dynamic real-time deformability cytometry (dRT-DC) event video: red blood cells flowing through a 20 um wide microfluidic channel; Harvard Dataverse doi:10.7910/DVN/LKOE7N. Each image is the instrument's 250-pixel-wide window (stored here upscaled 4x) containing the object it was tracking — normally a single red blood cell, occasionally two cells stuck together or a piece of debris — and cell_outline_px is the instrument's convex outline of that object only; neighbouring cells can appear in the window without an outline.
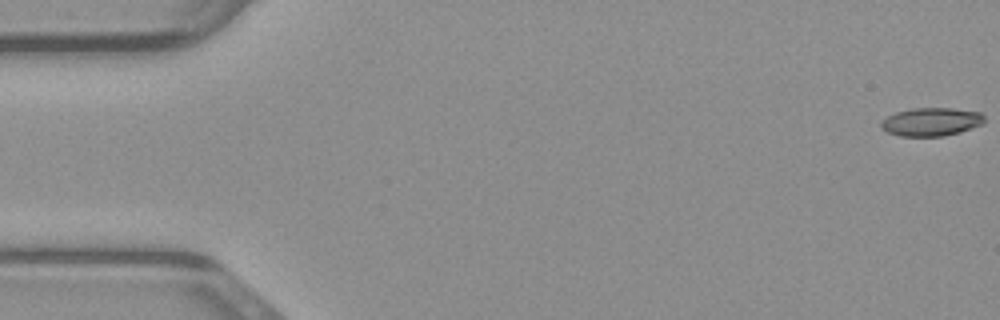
{"species": "common noctule bat (a hibernating species)", "species_latin": "Nyctalus noctula", "temperature_condition": "warm", "stored_images_in_passage": 45, "camera_frame_rate_fps": 3000, "um_per_image_px": 0.085, "animal": {"sex": "male", "body_mass_g": 23.1, "forearm_length_mm": 52.7}, "frame": {"image": 1, "passage_image": 1, "time_ms": 0.0, "image_size_px": [1000, 320], "cell_outline_px": [[984, 124], [960, 132], [944, 136], [900, 136], [888, 132], [880, 124], [880, 120], [896, 112], [912, 108], [952, 108], [980, 112], [984, 116]], "centroid_in_image_um": [79.17, 10.35], "position_along_channel_um": 5.8, "area_um2": 17.05}}
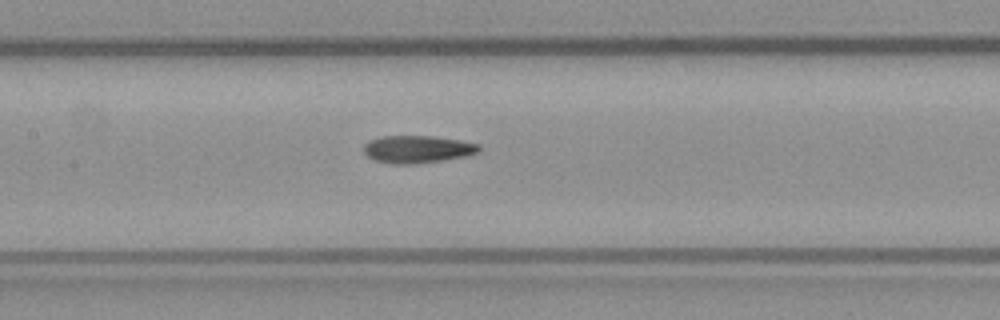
{"frame": {"image": 2, "passage_image": 23, "time_ms": 7.333, "image_size_px": [1000, 320], "cell_outline_px": [[480, 148], [476, 152], [468, 156], [444, 160], [416, 164], [388, 164], [372, 160], [364, 152], [364, 144], [368, 140], [380, 136], [432, 136], [480, 144]], "centroid_in_image_um": [35.42, 12.7], "position_along_channel_um": 172.0, "area_um2": 18.61}}
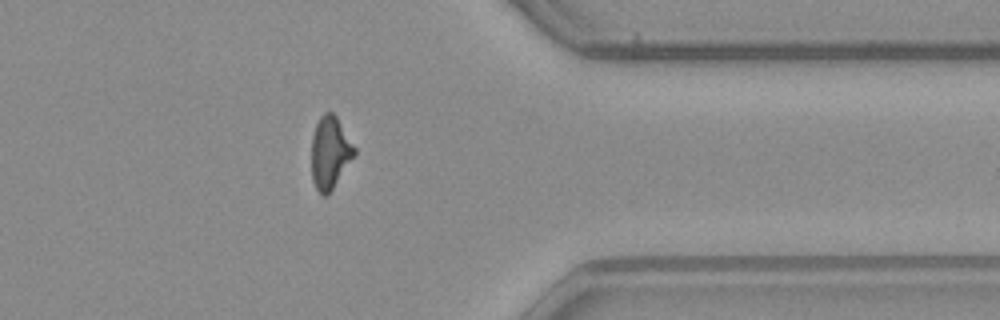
{"frame": {"image": 3, "passage_image": 39, "time_ms": 12.667, "image_size_px": [1000, 320], "cell_outline_px": [[356, 152], [328, 196], [324, 196], [316, 188], [312, 180], [312, 136], [316, 124], [320, 116], [324, 112], [332, 112], [336, 116], [356, 148]], "centroid_in_image_um": [28.04, 12.96], "position_along_channel_um": 383.4, "area_um2": 17.92}}